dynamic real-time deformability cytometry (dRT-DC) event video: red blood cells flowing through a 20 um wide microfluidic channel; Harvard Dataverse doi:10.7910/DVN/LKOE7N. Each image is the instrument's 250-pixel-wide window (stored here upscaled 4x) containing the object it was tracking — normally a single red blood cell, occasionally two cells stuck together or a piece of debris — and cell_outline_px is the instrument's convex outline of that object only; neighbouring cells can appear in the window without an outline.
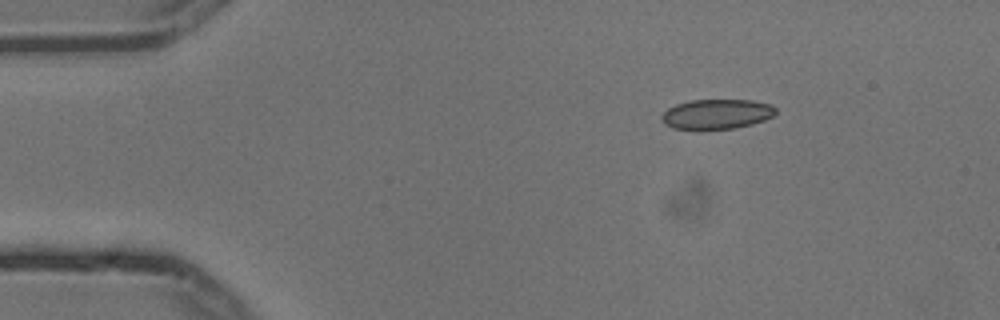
{"species": "common noctule bat (a hibernating species)", "species_latin": "Nyctalus noctula", "temperature_condition": "cold", "stored_images_in_passage": 5, "camera_frame_rate_fps": 3000, "um_per_image_px": 0.085, "animal": {"sex": "male", "body_mass_g": 13.3}, "frame": {"image": 1, "passage_image": 2, "time_ms": 0.333, "image_size_px": [1000, 320], "cell_outline_px": [[776, 112], [772, 116], [764, 120], [752, 124], [732, 128], [672, 128], [664, 124], [660, 120], [660, 116], [668, 108], [676, 104], [692, 100], [752, 100], [772, 104], [776, 108]], "centroid_in_image_um": [60.92, 9.68], "position_along_channel_um": 24.1, "area_um2": 19.65}}
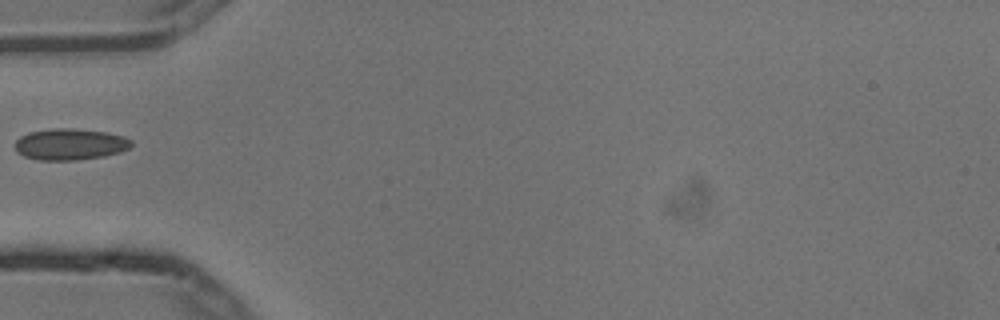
{"frame": {"image": 2, "passage_image": 5, "time_ms": 1.333, "image_size_px": [1000, 320], "cell_outline_px": [[132, 144], [128, 148], [120, 152], [104, 156], [76, 160], [40, 160], [24, 156], [16, 152], [16, 140], [20, 136], [28, 132], [52, 128], [72, 128], [108, 132], [124, 136], [132, 140]], "centroid_in_image_um": [5.96, 12.25], "position_along_channel_um": 79.0, "area_um2": 21.39}}